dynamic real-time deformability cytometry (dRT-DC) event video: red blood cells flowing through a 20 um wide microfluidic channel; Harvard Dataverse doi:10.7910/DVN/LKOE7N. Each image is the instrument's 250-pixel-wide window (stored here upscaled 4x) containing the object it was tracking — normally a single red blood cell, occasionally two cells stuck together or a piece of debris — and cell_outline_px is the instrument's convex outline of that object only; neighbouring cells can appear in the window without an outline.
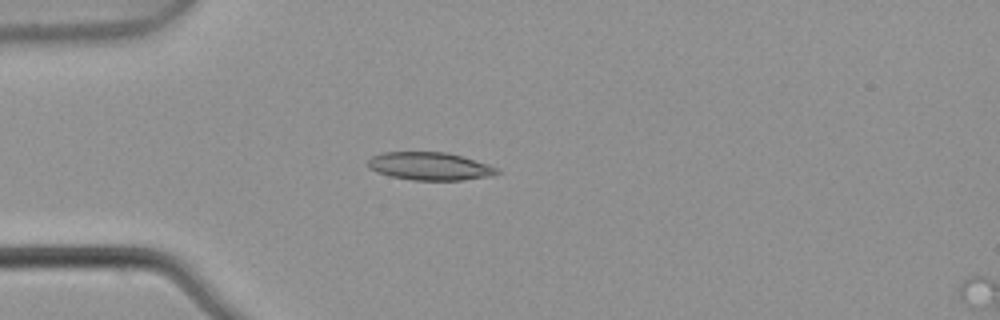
{"species": "common noctule bat (a hibernating species)", "species_latin": "Nyctalus noctula", "temperature_condition": "warm", "stored_images_in_passage": 4, "segment_of_instrument_passage": [1, 2], "camera_frame_rate_fps": 3000, "um_per_image_px": 0.085, "animal": {"sex": "male", "body_mass_g": 21.5, "forearm_length_mm": 52.0}, "frame": {"image": 1, "passage_image": 3, "time_ms": 0.667, "image_size_px": [1000, 320], "cell_outline_px": [[500, 172], [492, 176], [464, 180], [412, 180], [392, 176], [376, 172], [368, 168], [368, 160], [372, 156], [384, 152], [448, 152], [488, 164], [500, 168]], "centroid_in_image_um": [36.56, 14.13], "position_along_channel_um": 48.4, "area_um2": 21.1}}